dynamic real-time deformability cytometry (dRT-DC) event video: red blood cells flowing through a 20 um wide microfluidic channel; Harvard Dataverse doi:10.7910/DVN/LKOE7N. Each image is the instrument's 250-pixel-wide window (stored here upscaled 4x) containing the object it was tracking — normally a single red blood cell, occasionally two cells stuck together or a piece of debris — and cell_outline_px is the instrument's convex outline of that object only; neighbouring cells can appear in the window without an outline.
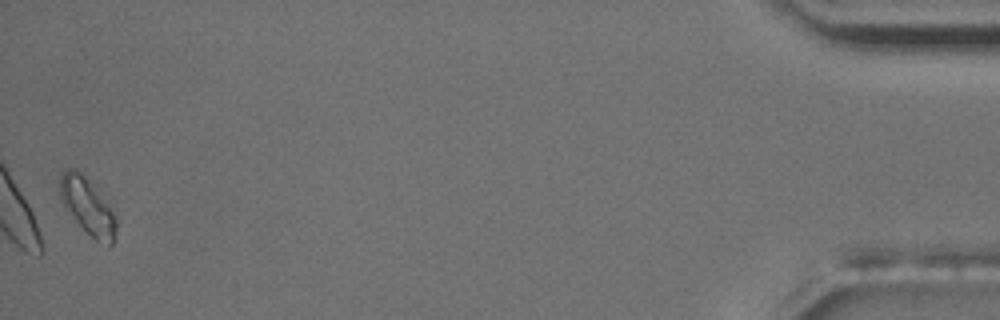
{"species": "common noctule bat (a hibernating species)", "species_latin": "Nyctalus noctula", "temperature_condition": "room temperature", "stored_images_in_passage": 38, "camera_frame_rate_fps": 3000, "um_per_image_px": 0.085, "animal": {"sex": "male", "body_mass_g": 17.5, "forearm_length_mm": 52.3}, "frame": {"image": 1, "passage_image": 38, "time_ms": 12.333, "image_size_px": [1000, 320], "cell_outline_px": [[116, 240], [108, 248], [96, 240], [64, 208], [60, 200], [60, 172], [68, 168], [76, 168], [96, 184], [100, 188], [116, 216]], "centroid_in_image_um": [7.48, 17.49], "position_along_channel_um": 427.7, "area_um2": 19.25}, "authors_computed_cell_mechanics": {"area_um2": 16.0395, "velocity_mm_per_s": 3.6691, "shape_relaxation_time_tau1_ms": 5.2841, "shape_relaxation_time_tau2_ms": null, "deformation_change_tau1": 0.1468, "deformation_change_tau2": null}}